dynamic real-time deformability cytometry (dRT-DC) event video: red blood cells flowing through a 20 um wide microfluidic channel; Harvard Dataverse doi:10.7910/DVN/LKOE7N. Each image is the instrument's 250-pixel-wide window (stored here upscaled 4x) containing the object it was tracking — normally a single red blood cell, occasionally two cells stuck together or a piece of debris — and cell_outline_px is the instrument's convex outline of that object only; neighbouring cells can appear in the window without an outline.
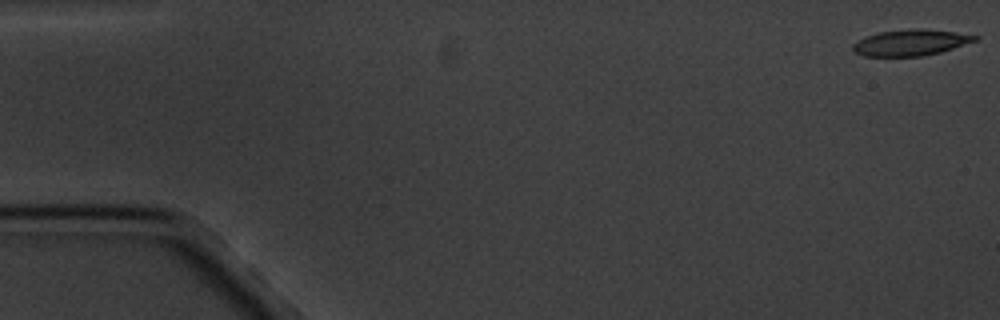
{"species": "common noctule bat (a hibernating species)", "species_latin": "Nyctalus noctula", "temperature_condition": "cold", "stored_images_in_passage": 4, "camera_frame_rate_fps": 3000, "um_per_image_px": 0.085, "animal": {"sex": "male", "body_mass_g": 20.1, "forearm_length_mm": 53.5}, "frame": {"image": 1, "passage_image": 1, "time_ms": 0.0, "image_size_px": [1000, 320], "cell_outline_px": [[980, 36], [976, 40], [940, 52], [920, 56], [864, 56], [852, 52], [852, 44], [856, 40], [864, 36], [876, 32], [916, 28], [920, 28], [956, 32]], "centroid_in_image_um": [77.32, 3.61], "position_along_channel_um": 7.7, "area_um2": 18.67}}